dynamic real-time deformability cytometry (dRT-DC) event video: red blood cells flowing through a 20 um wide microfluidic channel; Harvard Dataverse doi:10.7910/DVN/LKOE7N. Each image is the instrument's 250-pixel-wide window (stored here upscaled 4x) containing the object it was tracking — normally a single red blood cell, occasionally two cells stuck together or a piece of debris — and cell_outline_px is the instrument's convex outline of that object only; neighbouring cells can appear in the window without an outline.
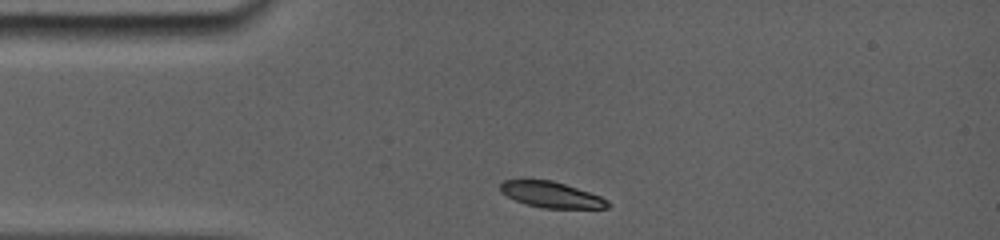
{"species": "common noctule bat (a hibernating species)", "species_latin": "Nyctalus noctula", "temperature_condition": "room temperature", "stored_images_in_passage": 3, "camera_frame_rate_fps": 5000, "um_per_image_px": 0.085, "animal": {"sex": "female", "body_mass_g": 19.0, "forearm_length_mm": 56.7}, "frame": {"image": 1, "passage_image": 1, "time_ms": 0.0, "image_size_px": [1000, 240], "cell_outline_px": [[612, 204], [608, 208], [540, 208], [524, 204], [500, 192], [500, 184], [504, 180], [552, 180], [600, 196], [608, 200]], "centroid_in_image_um": [46.86, 16.56], "position_along_channel_um": 38.1, "area_um2": 16.13}}
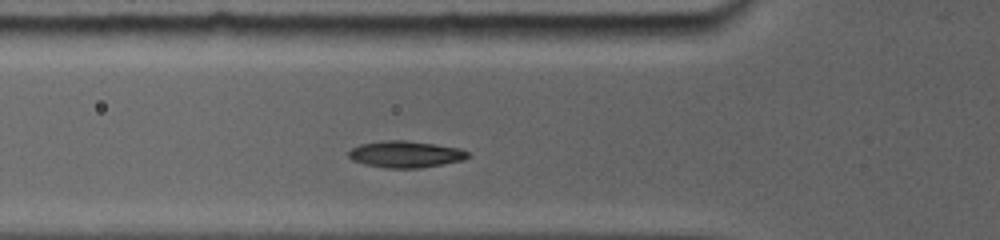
{"frame": {"image": 2, "passage_image": 3, "time_ms": 2.0, "image_size_px": [1000, 240], "cell_outline_px": [[468, 156], [464, 160], [420, 168], [384, 168], [364, 164], [352, 160], [348, 156], [348, 152], [352, 148], [360, 144], [388, 140], [404, 140], [432, 144], [456, 148], [468, 152]], "centroid_in_image_um": [34.42, 13.12], "position_along_channel_um": 91.4, "area_um2": 18.26}}